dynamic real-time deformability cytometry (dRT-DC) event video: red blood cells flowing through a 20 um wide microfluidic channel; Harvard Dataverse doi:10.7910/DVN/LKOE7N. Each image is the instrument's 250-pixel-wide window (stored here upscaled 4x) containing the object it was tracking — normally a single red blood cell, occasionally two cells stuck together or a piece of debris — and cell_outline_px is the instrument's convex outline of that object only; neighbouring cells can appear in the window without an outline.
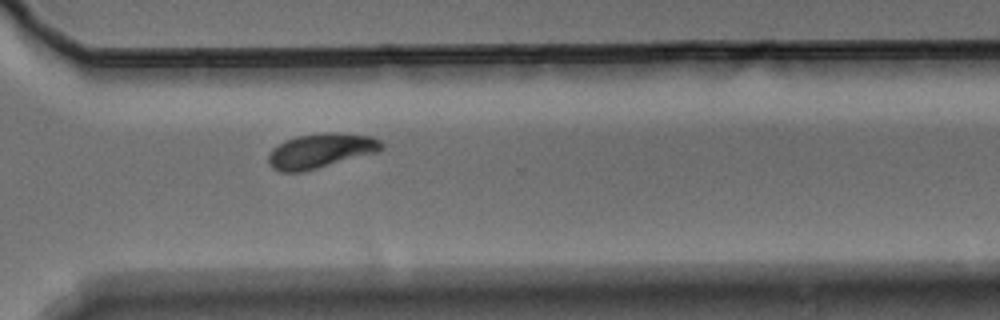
{"species": "Egyptian fruit bat (a non-hibernating species)", "species_latin": "Rousettus aegyptiacus", "temperature_condition": "warm", "stored_images_in_passage": 10, "camera_frame_rate_fps": 3000, "um_per_image_px": 0.085, "animal": {"sex": "male"}, "frame": {"image": 1, "passage_image": 10, "time_ms": 3.0, "image_size_px": [1000, 320], "cell_outline_px": [[384, 148], [380, 152], [304, 172], [280, 172], [272, 168], [268, 164], [268, 156], [272, 148], [284, 140], [296, 136], [324, 132], [340, 132], [372, 136], [380, 140], [384, 144]], "centroid_in_image_um": [27.29, 12.82], "position_along_channel_um": 343.3, "area_um2": 23.47}}